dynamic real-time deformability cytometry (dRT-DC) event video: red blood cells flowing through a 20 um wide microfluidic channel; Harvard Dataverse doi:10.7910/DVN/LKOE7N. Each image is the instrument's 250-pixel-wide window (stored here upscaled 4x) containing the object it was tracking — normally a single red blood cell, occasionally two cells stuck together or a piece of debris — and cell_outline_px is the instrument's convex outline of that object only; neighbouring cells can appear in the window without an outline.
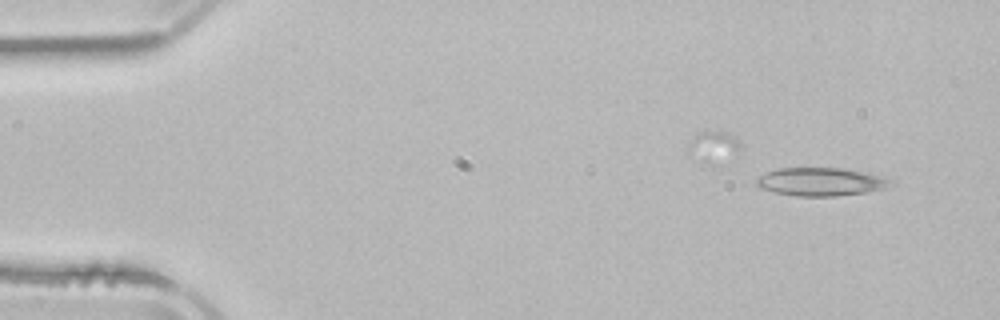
{"species": "common noctule bat (a hibernating species)", "species_latin": "Nyctalus noctula", "temperature_condition": "room temperature", "stored_images_in_passage": 5, "segment_of_instrument_passage": [2, 2], "camera_frame_rate_fps": 3000, "um_per_image_px": 0.085, "animal": {"sex": "male", "body_mass_g": 21.5, "forearm_length_mm": 52.0}, "frame": {"image": 1, "passage_image": 3, "time_ms": 3.0, "image_size_px": [1000, 320], "cell_outline_px": [[896, 180], [892, 184], [884, 188], [864, 192], [836, 196], [796, 196], [776, 192], [760, 188], [756, 184], [756, 176], [776, 168], [844, 168], [864, 172]], "centroid_in_image_um": [69.74, 15.44], "position_along_channel_um": 15.3, "area_um2": 22.08}}